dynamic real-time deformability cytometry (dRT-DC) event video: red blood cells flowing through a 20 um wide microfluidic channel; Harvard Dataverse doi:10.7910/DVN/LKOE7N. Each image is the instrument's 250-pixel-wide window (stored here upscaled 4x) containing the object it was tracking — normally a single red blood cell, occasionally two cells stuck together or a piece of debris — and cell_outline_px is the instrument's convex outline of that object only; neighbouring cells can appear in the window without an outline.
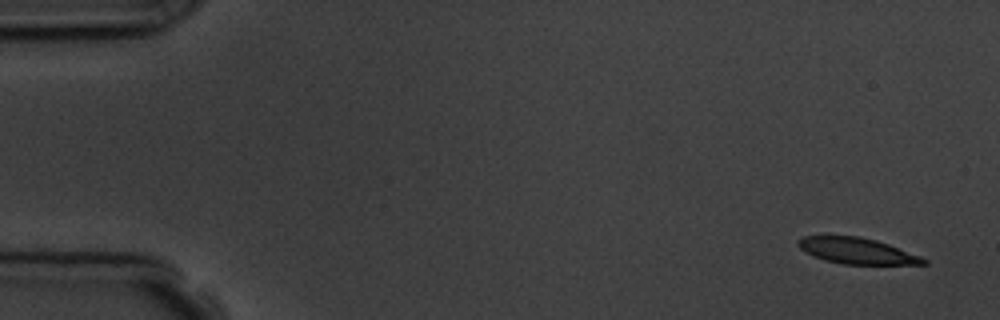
{"species": "common noctule bat (a hibernating species)", "species_latin": "Nyctalus noctula", "temperature_condition": "room temperature", "stored_images_in_passage": 5, "camera_frame_rate_fps": 3000, "um_per_image_px": 0.085, "animal": {"sex": "male", "body_mass_g": 19.5, "forearm_length_mm": 54.6}, "frame": {"image": 1, "passage_image": 1, "time_ms": 0.0, "image_size_px": [1000, 320], "cell_outline_px": [[928, 264], [844, 264], [824, 260], [812, 256], [804, 252], [796, 244], [796, 240], [804, 236], [824, 232], [860, 236], [876, 240], [888, 244], [920, 256], [928, 260]], "centroid_in_image_um": [72.7, 21.26], "position_along_channel_um": 12.3, "area_um2": 19.83}}